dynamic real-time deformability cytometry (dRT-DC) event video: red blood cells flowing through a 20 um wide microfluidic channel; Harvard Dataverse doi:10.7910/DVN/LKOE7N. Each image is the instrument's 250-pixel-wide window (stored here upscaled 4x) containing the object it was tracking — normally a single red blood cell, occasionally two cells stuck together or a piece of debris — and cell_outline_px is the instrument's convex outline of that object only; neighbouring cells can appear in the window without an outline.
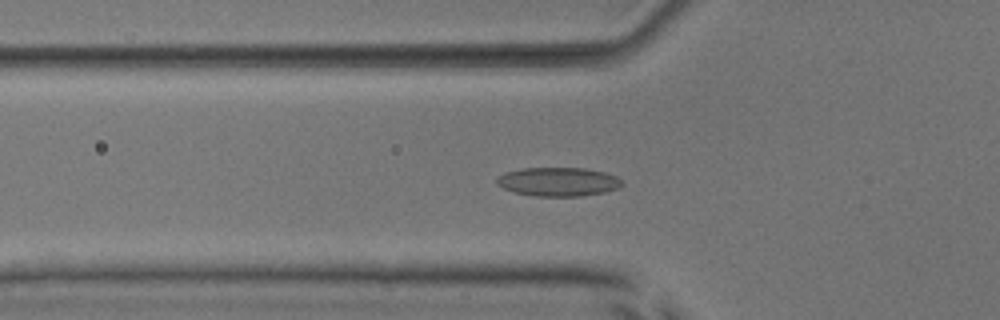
{"species": "common noctule bat (a hibernating species)", "species_latin": "Nyctalus noctula", "temperature_condition": "room temperature", "stored_images_in_passage": 50, "camera_frame_rate_fps": 3000, "um_per_image_px": 0.085, "animal": {"sex": "male", "body_mass_g": 17.9, "forearm_length_mm": 54.2}, "frame": {"image": 1, "passage_image": 19, "time_ms": 6.0, "image_size_px": [1000, 320], "cell_outline_px": [[624, 184], [620, 188], [604, 192], [580, 196], [536, 196], [512, 192], [496, 184], [496, 176], [504, 172], [520, 168], [584, 168], [604, 172], [616, 176], [624, 180]], "centroid_in_image_um": [47.44, 15.44], "position_along_channel_um": 78.4, "area_um2": 21.33}}
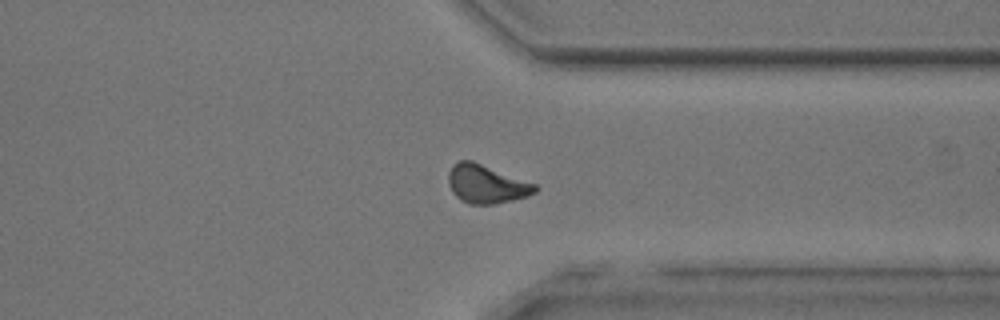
{"frame": {"image": 2, "passage_image": 41, "time_ms": 13.333, "image_size_px": [1000, 320], "cell_outline_px": [[540, 188], [536, 192], [528, 196], [512, 200], [492, 204], [468, 204], [460, 200], [452, 192], [448, 184], [448, 172], [452, 164], [460, 160], [472, 160], [536, 184]], "centroid_in_image_um": [41.33, 15.64], "position_along_channel_um": 370.1, "area_um2": 19.59}}
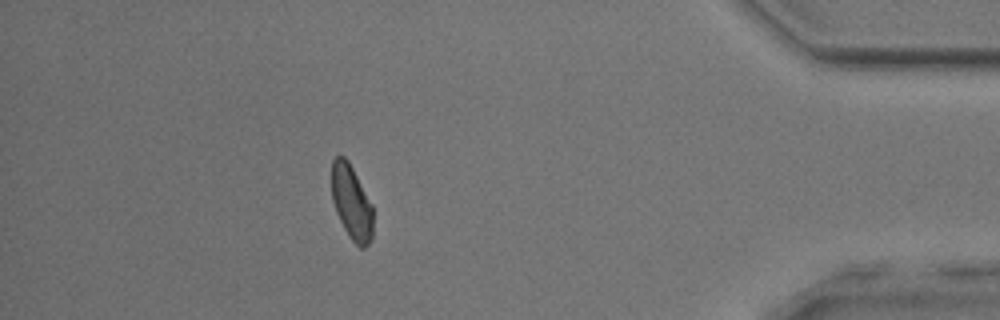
{"frame": {"image": 3, "passage_image": 47, "time_ms": 15.333, "image_size_px": [1000, 320], "cell_outline_px": [[372, 240], [364, 248], [360, 248], [348, 236], [336, 212], [332, 200], [332, 160], [336, 156], [344, 156], [348, 160], [372, 204]], "centroid_in_image_um": [29.88, 17.21], "position_along_channel_um": 405.3, "area_um2": 17.92}}